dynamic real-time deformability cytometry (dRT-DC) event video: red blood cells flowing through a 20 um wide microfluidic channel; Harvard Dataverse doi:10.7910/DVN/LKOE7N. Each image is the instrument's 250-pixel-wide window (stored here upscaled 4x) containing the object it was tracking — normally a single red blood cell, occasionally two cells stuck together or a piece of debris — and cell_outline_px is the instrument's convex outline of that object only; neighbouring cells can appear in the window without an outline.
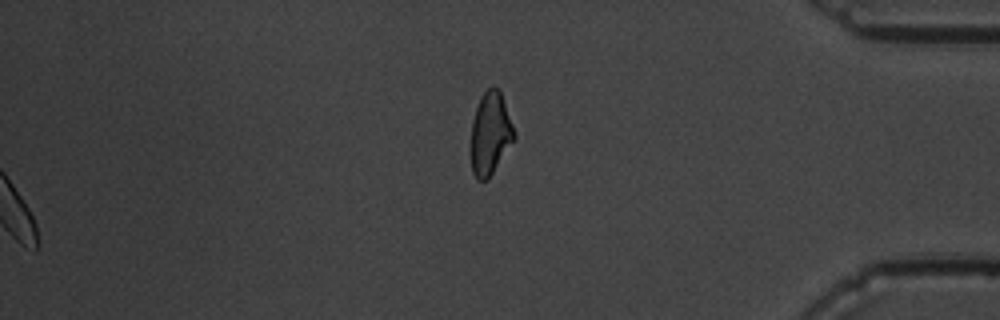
{"species": "common noctule bat (a hibernating species)", "species_latin": "Nyctalus noctula", "temperature_condition": "warm", "stored_images_in_passage": 12, "segment_of_instrument_passage": [2, 2], "camera_frame_rate_fps": 3000, "um_per_image_px": 0.085, "animal": {"sex": "male", "body_mass_g": 19.5, "forearm_length_mm": 54.6}, "frame": {"image": 1, "passage_image": 12, "time_ms": 13.667, "image_size_px": [1000, 320], "cell_outline_px": [[516, 136], [488, 180], [476, 180], [472, 172], [472, 120], [480, 96], [488, 88], [496, 88], [500, 92], [512, 124]], "centroid_in_image_um": [41.66, 11.38], "position_along_channel_um": 393.5, "area_um2": 20.29}}